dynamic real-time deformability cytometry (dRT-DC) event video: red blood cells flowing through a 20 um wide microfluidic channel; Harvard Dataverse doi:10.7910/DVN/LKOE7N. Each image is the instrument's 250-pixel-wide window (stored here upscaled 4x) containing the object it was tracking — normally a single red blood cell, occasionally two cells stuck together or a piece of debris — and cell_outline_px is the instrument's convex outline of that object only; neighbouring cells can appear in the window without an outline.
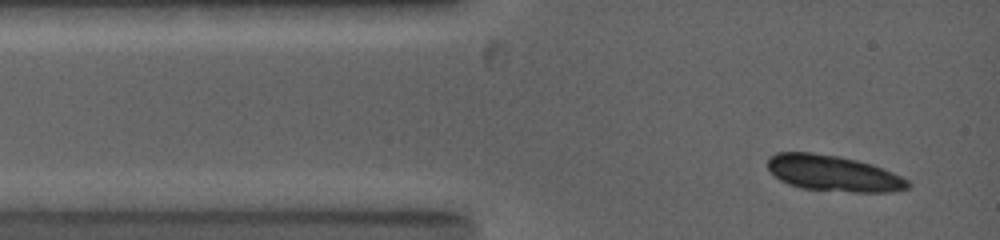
{"species": "common noctule bat (a hibernating species)", "species_latin": "Nyctalus noctula", "temperature_condition": "warm", "stored_images_in_passage": 2, "camera_frame_rate_fps": 5000, "um_per_image_px": 0.085, "animal": {"sex": "female", "body_mass_g": 19.0, "forearm_length_mm": 53.3}, "frame": {"image": 1, "passage_image": 1, "time_ms": 0.0, "image_size_px": [1000, 240], "cell_outline_px": [[912, 184], [908, 188], [892, 192], [852, 192], [800, 188], [788, 184], [780, 180], [768, 168], [768, 156], [776, 152], [808, 152], [836, 156], [856, 160], [872, 164], [892, 172], [908, 180]], "centroid_in_image_um": [70.83, 14.74], "position_along_channel_um": 14.2, "area_um2": 29.3}}